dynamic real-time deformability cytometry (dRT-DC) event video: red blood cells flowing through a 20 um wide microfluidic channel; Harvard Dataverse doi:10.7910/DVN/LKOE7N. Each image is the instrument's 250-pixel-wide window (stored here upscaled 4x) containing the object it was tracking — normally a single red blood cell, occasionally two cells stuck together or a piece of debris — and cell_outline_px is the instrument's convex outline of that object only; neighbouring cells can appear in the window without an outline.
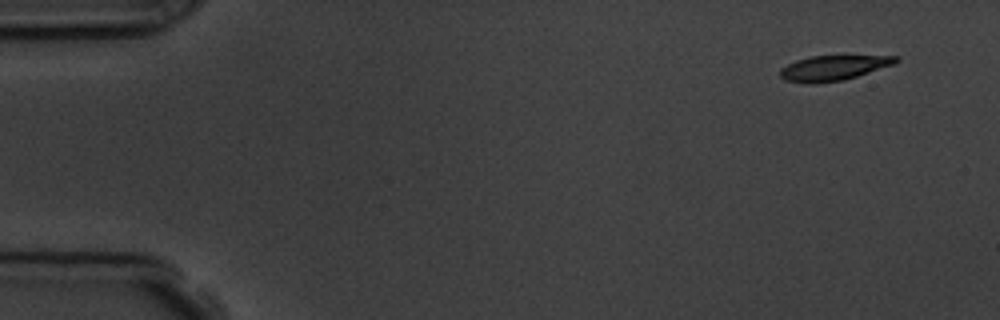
{"species": "common noctule bat (a hibernating species)", "species_latin": "Nyctalus noctula", "temperature_condition": "room temperature", "stored_images_in_passage": 11, "camera_frame_rate_fps": 3000, "um_per_image_px": 0.085, "animal": {"sex": "male", "body_mass_g": 19.5, "forearm_length_mm": 54.6}, "frame": {"image": 1, "passage_image": 1, "time_ms": 0.0, "image_size_px": [1000, 320], "cell_outline_px": [[900, 60], [896, 64], [844, 80], [812, 84], [808, 84], [784, 80], [780, 76], [780, 68], [796, 60], [812, 56], [900, 56]], "centroid_in_image_um": [70.85, 5.78], "position_along_channel_um": 14.2, "area_um2": 16.99}}
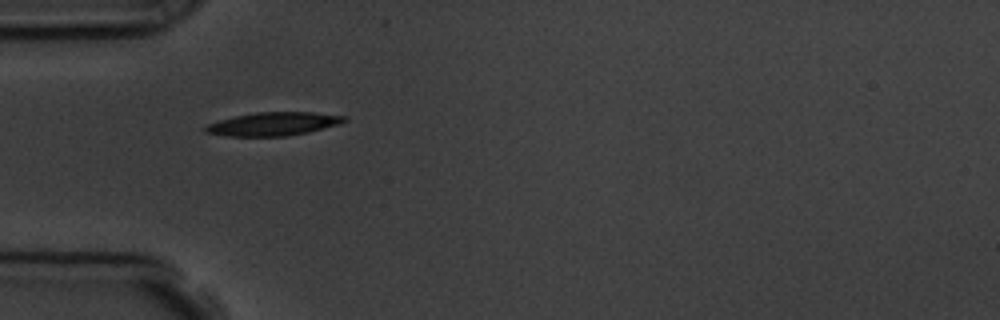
{"frame": {"image": 2, "passage_image": 5, "time_ms": 4.333, "image_size_px": [1000, 320], "cell_outline_px": [[348, 120], [340, 124], [308, 132], [288, 136], [224, 136], [204, 132], [204, 128], [208, 124], [220, 120], [236, 116], [256, 112], [312, 112], [348, 116]], "centroid_in_image_um": [23.27, 10.53], "position_along_channel_um": 61.7, "area_um2": 18.96}}